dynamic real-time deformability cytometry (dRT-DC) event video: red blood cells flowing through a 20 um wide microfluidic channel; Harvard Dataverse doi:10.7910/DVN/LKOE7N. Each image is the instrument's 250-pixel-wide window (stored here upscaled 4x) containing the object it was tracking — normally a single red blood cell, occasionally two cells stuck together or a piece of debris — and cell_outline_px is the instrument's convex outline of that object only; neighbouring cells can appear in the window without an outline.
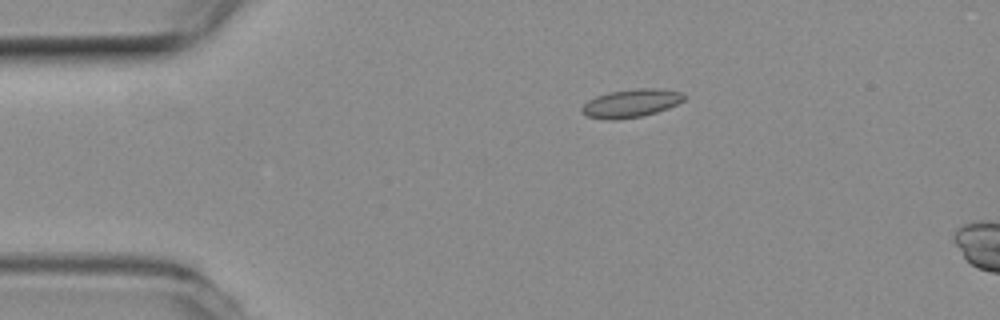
{"species": "common noctule bat (a hibernating species)", "species_latin": "Nyctalus noctula", "temperature_condition": "room temperature", "stored_images_in_passage": 3, "camera_frame_rate_fps": 3000, "um_per_image_px": 0.085, "animal": {"sex": "female", "body_mass_g": 19.3, "forearm_length_mm": 54.1}, "frame": {"image": 1, "passage_image": 1, "time_ms": 0.0, "image_size_px": [1000, 320], "cell_outline_px": [[688, 96], [684, 100], [668, 108], [656, 112], [640, 116], [612, 120], [588, 116], [580, 112], [580, 108], [588, 100], [596, 96], [612, 92], [636, 88], [656, 88], [684, 92]], "centroid_in_image_um": [53.67, 8.76], "position_along_channel_um": 31.3, "area_um2": 16.7}}